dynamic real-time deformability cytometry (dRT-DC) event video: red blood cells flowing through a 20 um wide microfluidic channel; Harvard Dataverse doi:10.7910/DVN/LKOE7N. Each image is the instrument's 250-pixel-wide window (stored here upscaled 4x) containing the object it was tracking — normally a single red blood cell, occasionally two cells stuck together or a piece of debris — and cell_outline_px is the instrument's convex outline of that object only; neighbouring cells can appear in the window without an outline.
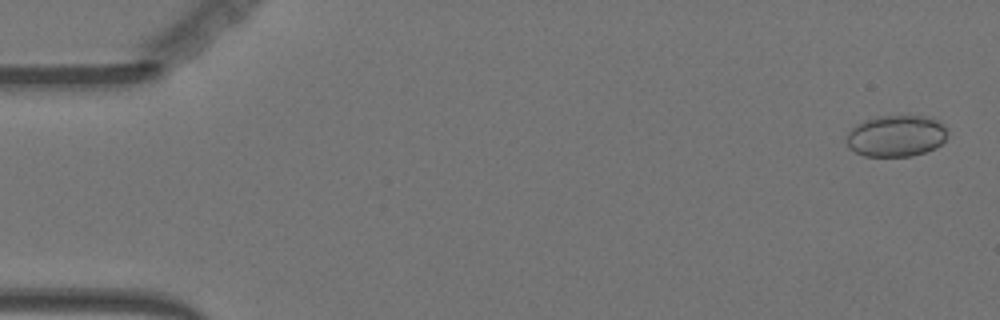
{"species": "Egyptian fruit bat (a non-hibernating species)", "species_latin": "Rousettus aegyptiacus", "temperature_condition": "warm", "stored_images_in_passage": 56, "camera_frame_rate_fps": 3000, "um_per_image_px": 0.085, "animal": {"sex": "female"}, "frame": {"image": 1, "passage_image": 2, "time_ms": 0.333, "image_size_px": [1000, 320], "cell_outline_px": [[948, 136], [936, 148], [912, 156], [864, 156], [848, 148], [844, 140], [848, 132], [852, 128], [868, 120], [884, 116], [928, 116], [944, 124], [948, 128]], "centroid_in_image_um": [76.2, 11.57], "position_along_channel_um": 8.8, "area_um2": 24.45}}
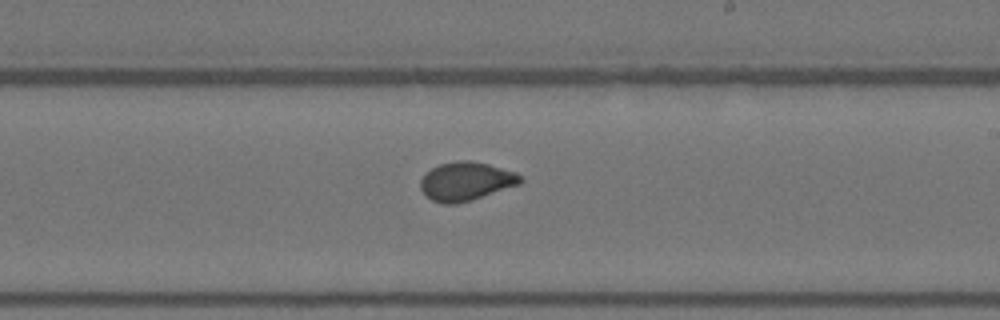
{"frame": {"image": 2, "passage_image": 33, "time_ms": 10.667, "image_size_px": [1000, 320], "cell_outline_px": [[524, 180], [520, 184], [472, 200], [456, 204], [444, 204], [432, 200], [420, 188], [420, 180], [424, 172], [440, 164], [460, 160], [468, 160], [488, 164], [516, 172]], "centroid_in_image_um": [39.6, 15.41], "position_along_channel_um": 249.4, "area_um2": 22.48}}
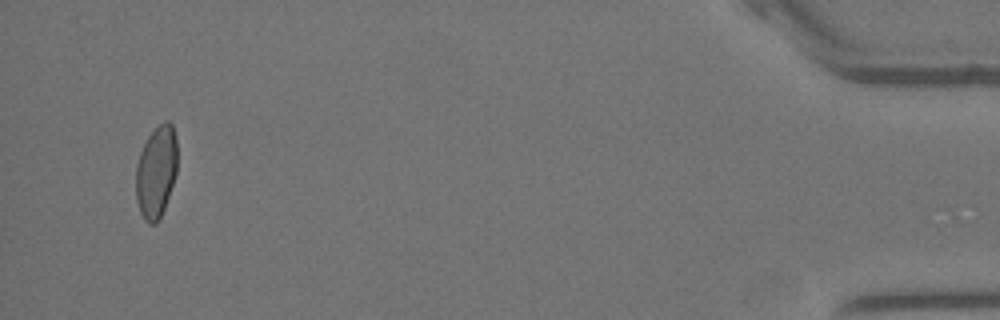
{"frame": {"image": 3, "passage_image": 54, "time_ms": 17.667, "image_size_px": [1000, 320], "cell_outline_px": [[176, 172], [164, 208], [156, 224], [148, 224], [144, 220], [140, 212], [136, 200], [136, 164], [140, 152], [148, 136], [164, 120], [168, 120], [172, 124], [176, 140]], "centroid_in_image_um": [13.26, 14.61], "position_along_channel_um": 421.9, "area_um2": 22.02}, "authors_computed_cell_mechanics": {"area_um2": 22.6865, "velocity_mm_per_s": 3.6271, "shape_relaxation_time_tau1_ms": 6.0984, "shape_relaxation_time_tau2_ms": null, "deformation_change_tau1": 0.1119, "deformation_change_tau2": null}}